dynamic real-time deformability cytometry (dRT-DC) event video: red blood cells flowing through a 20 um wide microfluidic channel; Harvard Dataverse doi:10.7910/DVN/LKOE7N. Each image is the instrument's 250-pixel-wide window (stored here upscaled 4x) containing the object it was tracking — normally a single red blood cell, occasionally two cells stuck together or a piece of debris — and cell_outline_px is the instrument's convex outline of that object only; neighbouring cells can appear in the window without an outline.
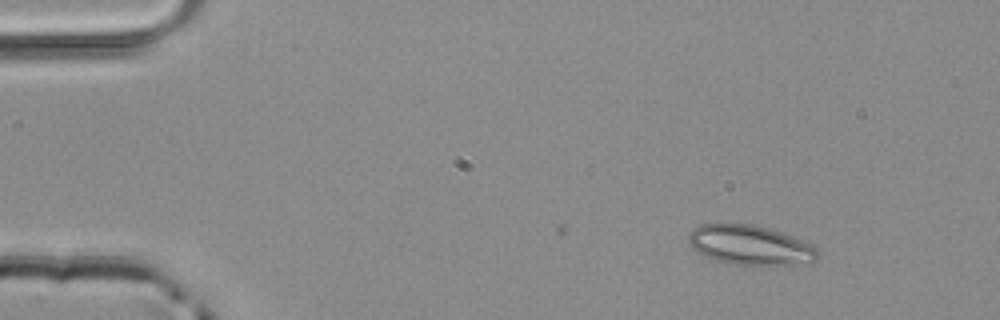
{"species": "common noctule bat (a hibernating species)", "species_latin": "Nyctalus noctula", "temperature_condition": "room temperature", "stored_images_in_passage": 2, "camera_frame_rate_fps": 3000, "um_per_image_px": 0.085, "animal": {"sex": "male", "body_mass_g": 20.4}, "frame": {"image": 1, "passage_image": 2, "time_ms": 0.333, "image_size_px": [1000, 320], "cell_outline_px": [[820, 256], [816, 260], [768, 264], [736, 264], [716, 260], [704, 256], [692, 248], [688, 240], [688, 232], [692, 228], [700, 224], [752, 224], [768, 228], [780, 232], [812, 244], [816, 248]], "centroid_in_image_um": [63.67, 20.8], "position_along_channel_um": 21.3, "area_um2": 29.13}}